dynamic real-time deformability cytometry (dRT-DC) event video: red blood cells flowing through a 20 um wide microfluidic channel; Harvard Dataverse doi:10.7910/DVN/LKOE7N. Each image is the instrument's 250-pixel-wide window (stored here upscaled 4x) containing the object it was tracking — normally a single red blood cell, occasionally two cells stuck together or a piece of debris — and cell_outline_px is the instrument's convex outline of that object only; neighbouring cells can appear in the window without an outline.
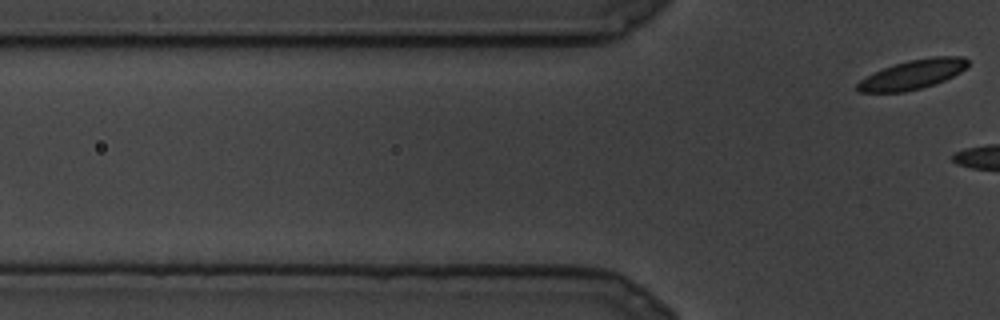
{"species": "common noctule bat (a hibernating species)", "species_latin": "Nyctalus noctula", "temperature_condition": "cold", "stored_images_in_passage": 7, "segment_of_instrument_passage": [2, 2], "camera_frame_rate_fps": 3000, "um_per_image_px": 0.085, "animal": {"sex": "male", "body_mass_g": 19.5, "forearm_length_mm": 54.6}, "frame": {"image": 1, "passage_image": 7, "time_ms": 2.0, "image_size_px": [1000, 320], "cell_outline_px": [[968, 68], [944, 80], [920, 88], [904, 92], [860, 92], [856, 88], [856, 84], [860, 80], [884, 68], [908, 60], [936, 56], [964, 56], [968, 60]], "centroid_in_image_um": [77.61, 6.32], "position_along_channel_um": 48.2, "area_um2": 18.61}}